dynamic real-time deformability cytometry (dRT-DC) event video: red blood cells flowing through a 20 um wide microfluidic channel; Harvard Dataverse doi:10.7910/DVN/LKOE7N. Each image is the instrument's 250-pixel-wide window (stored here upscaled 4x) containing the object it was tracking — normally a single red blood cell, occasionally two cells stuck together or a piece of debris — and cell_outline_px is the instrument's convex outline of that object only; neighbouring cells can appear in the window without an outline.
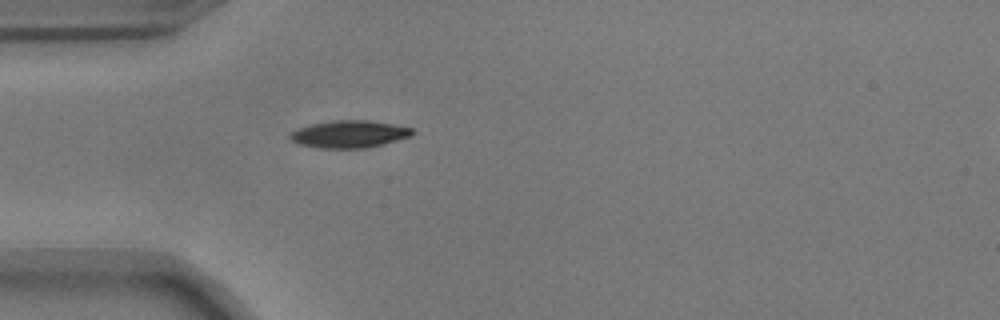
{"species": "common noctule bat (a hibernating species)", "species_latin": "Nyctalus noctula", "temperature_condition": "warm", "stored_images_in_passage": 40, "camera_frame_rate_fps": 3000, "um_per_image_px": 0.085, "animal": {"sex": "male", "body_mass_g": 17.9}, "frame": {"image": 1, "passage_image": 1, "time_ms": 0.0, "image_size_px": [1000, 320], "cell_outline_px": [[416, 132], [412, 136], [364, 148], [320, 148], [296, 144], [288, 136], [292, 132], [300, 128], [312, 124], [332, 120], [368, 120], [392, 124], [412, 128]], "centroid_in_image_um": [29.68, 11.4], "position_along_channel_um": 55.3, "area_um2": 19.31}}
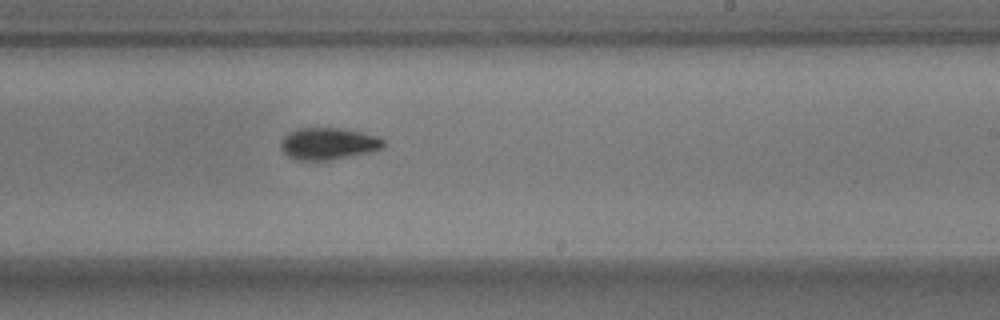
{"frame": {"image": 2, "passage_image": 18, "time_ms": 5.667, "image_size_px": [1000, 320], "cell_outline_px": [[384, 144], [380, 148], [368, 152], [328, 160], [296, 160], [288, 156], [280, 148], [280, 144], [284, 136], [288, 132], [296, 128], [340, 128], [360, 132], [376, 136], [384, 140]], "centroid_in_image_um": [27.83, 12.2], "position_along_channel_um": 261.2, "area_um2": 18.84}}
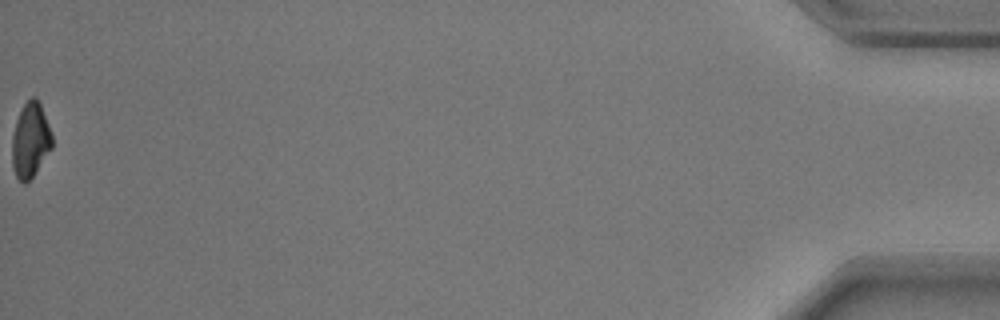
{"frame": {"image": 3, "passage_image": 40, "time_ms": 13.0, "image_size_px": [1000, 320], "cell_outline_px": [[52, 148], [32, 176], [24, 184], [16, 176], [12, 168], [12, 136], [16, 120], [20, 108], [32, 96], [36, 96], [40, 104], [48, 124], [52, 136]], "centroid_in_image_um": [2.56, 11.89], "position_along_channel_um": 432.6, "area_um2": 17.34}, "authors_computed_cell_mechanics": {"area_um2": 18.9006, "velocity_mm_per_s": 3.7191, "shape_relaxation_time_tau1_ms": 2.6784, "shape_relaxation_time_tau2_ms": 7.8683, "deformation_change_tau1": 0.1607, "deformation_change_tau2": 0.1035}}